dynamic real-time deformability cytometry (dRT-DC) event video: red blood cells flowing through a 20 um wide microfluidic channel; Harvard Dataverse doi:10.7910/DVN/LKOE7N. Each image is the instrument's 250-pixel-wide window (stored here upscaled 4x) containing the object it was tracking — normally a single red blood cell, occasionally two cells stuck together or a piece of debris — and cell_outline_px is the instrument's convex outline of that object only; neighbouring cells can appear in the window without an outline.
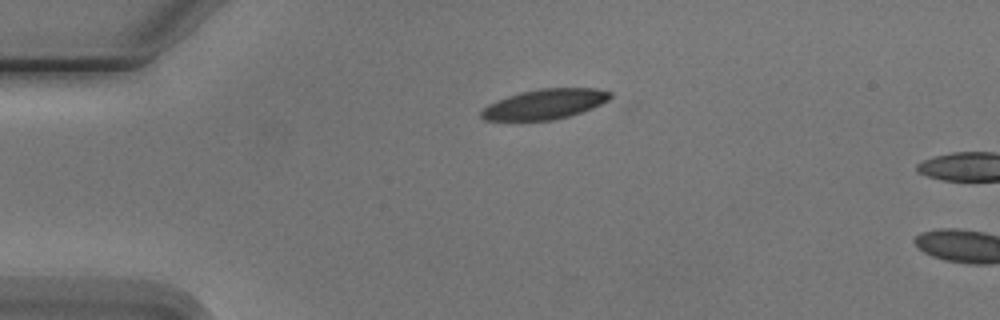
{"species": "Egyptian fruit bat (a non-hibernating species)", "species_latin": "Rousettus aegyptiacus", "temperature_condition": "cold", "stored_images_in_passage": 2, "camera_frame_rate_fps": 3000, "um_per_image_px": 0.085, "animal": {"sex": "male"}, "frame": {"image": 1, "passage_image": 1, "time_ms": 0.0, "image_size_px": [1000, 320], "cell_outline_px": [[612, 96], [608, 100], [592, 108], [568, 116], [552, 120], [484, 120], [480, 116], [480, 112], [488, 104], [496, 100], [520, 92], [540, 88], [596, 88], [612, 92]], "centroid_in_image_um": [46.3, 8.84], "position_along_channel_um": 38.7, "area_um2": 22.48}}